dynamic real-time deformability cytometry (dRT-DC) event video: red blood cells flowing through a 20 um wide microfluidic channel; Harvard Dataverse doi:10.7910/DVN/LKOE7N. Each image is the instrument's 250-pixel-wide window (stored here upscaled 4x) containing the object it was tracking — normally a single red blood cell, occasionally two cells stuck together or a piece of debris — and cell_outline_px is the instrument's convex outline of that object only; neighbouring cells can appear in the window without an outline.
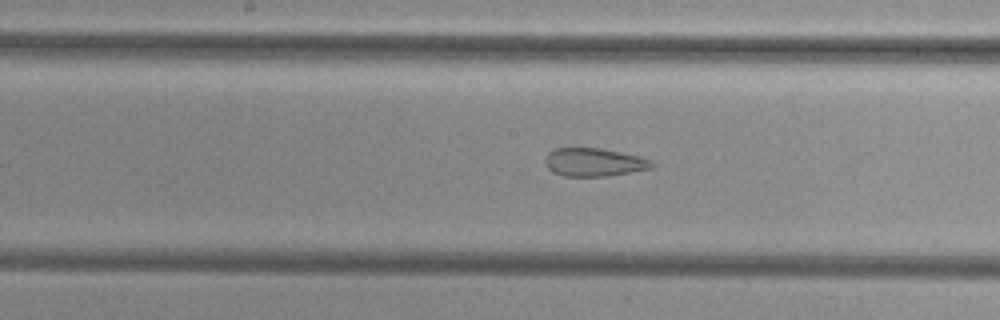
{"species": "common noctule bat (a hibernating species)", "species_latin": "Nyctalus noctula", "temperature_condition": "cold", "stored_images_in_passage": 54, "camera_frame_rate_fps": 3000, "um_per_image_px": 0.085, "animal": {"sex": "female", "body_mass_g": 29.2, "forearm_length_mm": 56.3}, "frame": {"image": 1, "passage_image": 28, "time_ms": 9.0, "image_size_px": [1000, 320], "cell_outline_px": [[656, 164], [652, 168], [608, 176], [564, 176], [552, 172], [544, 164], [544, 156], [548, 152], [556, 148], [600, 148], [640, 156], [652, 160]], "centroid_in_image_um": [50.48, 13.79], "position_along_channel_um": 197.7, "area_um2": 17.74}}
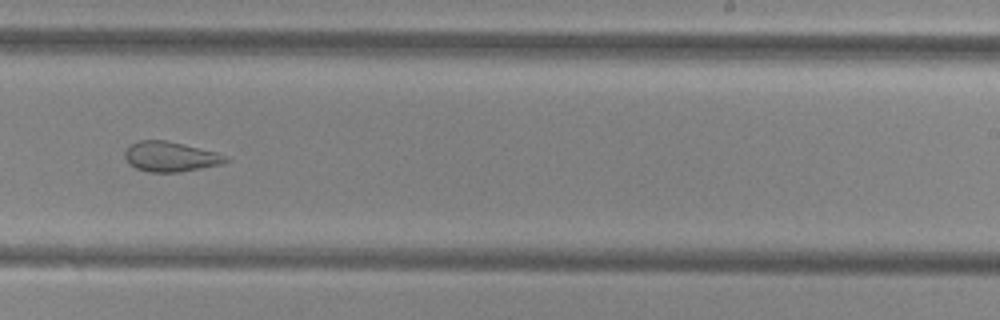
{"frame": {"image": 2, "passage_image": 34, "time_ms": 11.0, "image_size_px": [1000, 320], "cell_outline_px": [[232, 160], [220, 164], [180, 172], [148, 172], [136, 168], [128, 164], [124, 156], [124, 152], [128, 144], [140, 140], [164, 140], [216, 152]], "centroid_in_image_um": [14.42, 13.32], "position_along_channel_um": 274.6, "area_um2": 17.57}}
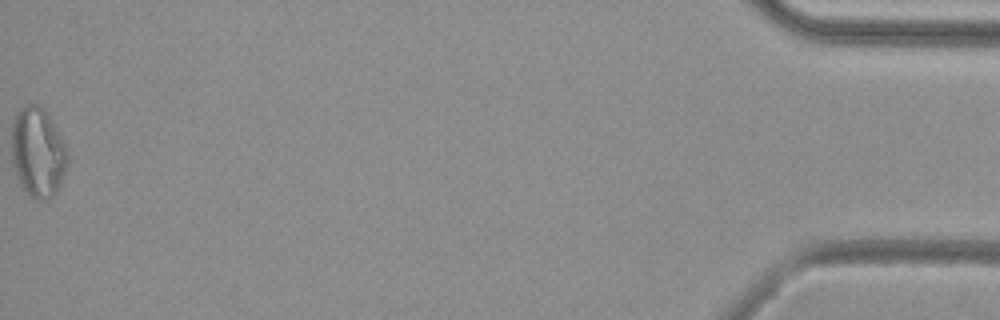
{"frame": {"image": 3, "passage_image": 54, "time_ms": 17.667, "image_size_px": [1000, 320], "cell_outline_px": [[68, 164], [60, 184], [56, 192], [48, 200], [36, 200], [28, 196], [24, 192], [20, 184], [12, 164], [12, 124], [16, 108], [28, 104], [36, 104], [44, 108], [56, 128], [64, 144], [68, 156]], "centroid_in_image_um": [3.19, 12.95], "position_along_channel_um": 432.0, "area_um2": 29.59}, "authors_computed_cell_mechanics": {"area_um2": 23.7269, "velocity_mm_per_s": 3.8521, "shape_relaxation_time_tau1_ms": null, "shape_relaxation_time_tau2_ms": 2.0422, "deformation_change_tau1": null, "deformation_change_tau2": 0.09}}